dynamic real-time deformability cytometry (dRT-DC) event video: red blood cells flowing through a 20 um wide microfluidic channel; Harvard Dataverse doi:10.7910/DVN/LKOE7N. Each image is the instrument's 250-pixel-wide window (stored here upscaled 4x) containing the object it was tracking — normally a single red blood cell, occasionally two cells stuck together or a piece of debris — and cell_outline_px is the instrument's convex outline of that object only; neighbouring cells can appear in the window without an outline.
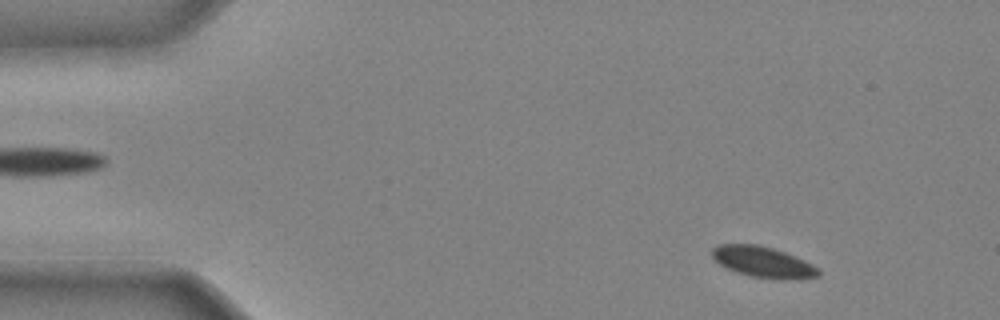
{"species": "common noctule bat (a hibernating species)", "species_latin": "Nyctalus noctula", "temperature_condition": "cold", "stored_images_in_passage": 42, "camera_frame_rate_fps": 3000, "um_per_image_px": 0.085, "animal": {"sex": "male", "body_mass_g": 20.4}, "frame": {"image": 1, "passage_image": 4, "time_ms": 1.0, "image_size_px": [1000, 320], "cell_outline_px": [[820, 276], [752, 276], [736, 272], [720, 264], [712, 256], [712, 248], [720, 244], [756, 244], [772, 248], [796, 256], [812, 264], [820, 272]], "centroid_in_image_um": [64.76, 22.19], "position_along_channel_um": 20.2, "area_um2": 17.92}}
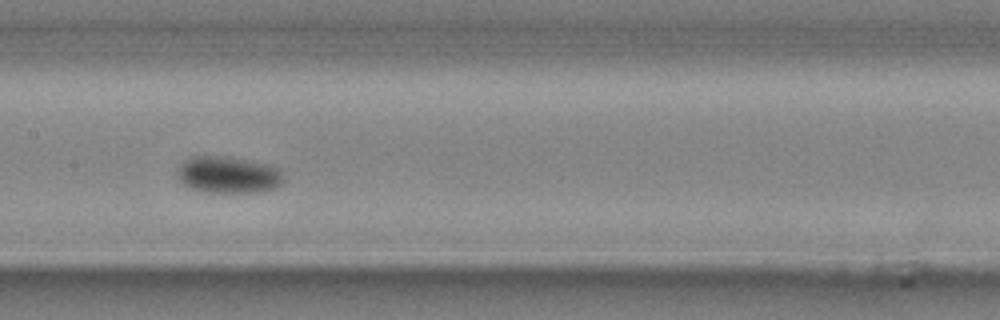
{"frame": {"image": 2, "passage_image": 21, "time_ms": 6.667, "image_size_px": [1000, 320], "cell_outline_px": [[284, 180], [276, 188], [260, 192], [204, 192], [192, 188], [176, 180], [176, 172], [180, 164], [184, 160], [192, 156], [228, 156], [268, 164], [280, 168]], "centroid_in_image_um": [19.38, 14.85], "position_along_channel_um": 188.0, "area_um2": 23.12}}
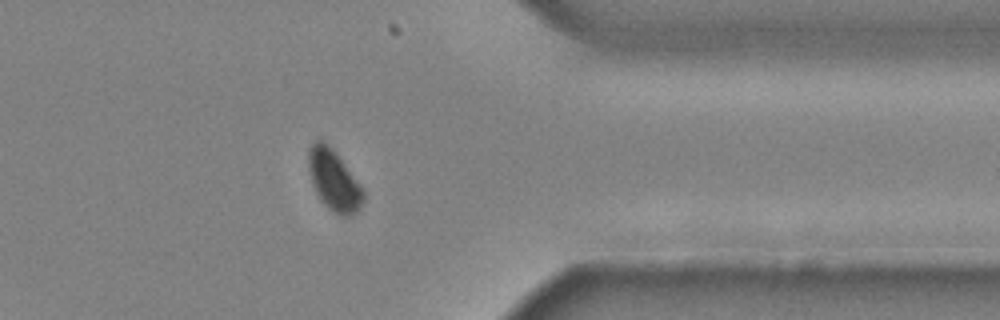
{"frame": {"image": 3, "passage_image": 35, "time_ms": 11.333, "image_size_px": [1000, 320], "cell_outline_px": [[364, 200], [360, 208], [352, 216], [340, 216], [328, 208], [320, 200], [312, 184], [308, 168], [308, 148], [316, 140], [320, 140], [328, 144], [332, 148], [364, 188]], "centroid_in_image_um": [28.39, 15.34], "position_along_channel_um": 383.0, "area_um2": 19.59}}